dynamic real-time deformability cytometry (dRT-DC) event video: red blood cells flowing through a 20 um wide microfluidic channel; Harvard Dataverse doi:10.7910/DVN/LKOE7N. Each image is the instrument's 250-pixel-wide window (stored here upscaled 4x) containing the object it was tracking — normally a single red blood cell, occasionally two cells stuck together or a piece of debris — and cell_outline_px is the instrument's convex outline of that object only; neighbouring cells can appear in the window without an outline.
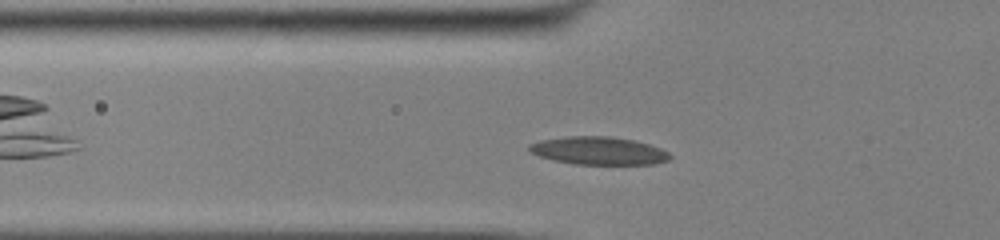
{"species": "common noctule bat (a hibernating species)", "species_latin": "Nyctalus noctula", "temperature_condition": "cold", "stored_images_in_passage": 36, "camera_frame_rate_fps": 3000, "um_per_image_px": 0.085, "animal": {"sex": "male", "body_mass_g": 13.0, "forearm_length_mm": 53.1}, "frame": {"image": 1, "passage_image": 9, "time_ms": 2.667, "image_size_px": [1000, 240], "cell_outline_px": [[672, 156], [668, 160], [652, 164], [576, 164], [552, 160], [528, 152], [528, 144], [540, 140], [568, 136], [612, 136], [632, 140], [648, 144], [660, 148], [668, 152]], "centroid_in_image_um": [50.84, 12.81], "position_along_channel_um": 75.0, "area_um2": 22.89}}
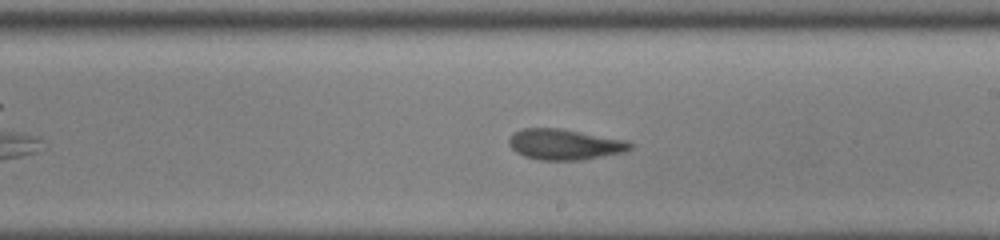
{"frame": {"image": 2, "passage_image": 22, "time_ms": 7.0, "image_size_px": [1000, 240], "cell_outline_px": [[632, 148], [624, 152], [584, 160], [540, 160], [524, 156], [516, 152], [508, 144], [508, 140], [512, 132], [524, 128], [560, 128], [632, 140]], "centroid_in_image_um": [48.03, 12.26], "position_along_channel_um": 241.0, "area_um2": 22.14}}
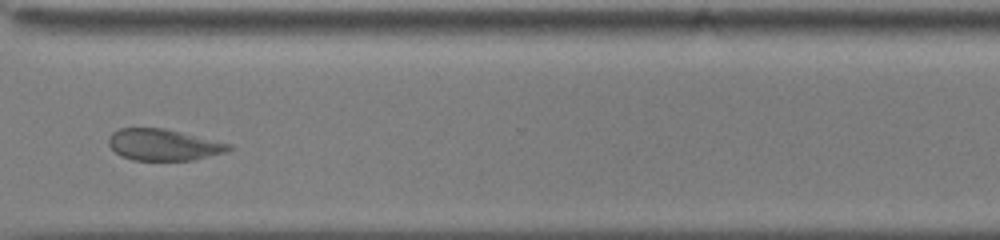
{"frame": {"image": 3, "passage_image": 31, "time_ms": 10.0, "image_size_px": [1000, 240], "cell_outline_px": [[232, 148], [224, 152], [192, 160], [132, 160], [120, 156], [108, 144], [108, 136], [112, 132], [120, 128], [164, 128], [232, 144]], "centroid_in_image_um": [13.85, 12.3], "position_along_channel_um": 356.7, "area_um2": 21.91}, "authors_computed_cell_mechanics": {"area_um2": 22.4264, "velocity_mm_per_s": 3.8528, "shape_relaxation_time_tau1_ms": 3.243, "shape_relaxation_time_tau2_ms": 2.4101, "deformation_change_tau1": 0.0836, "deformation_change_tau2": 0.0853}}